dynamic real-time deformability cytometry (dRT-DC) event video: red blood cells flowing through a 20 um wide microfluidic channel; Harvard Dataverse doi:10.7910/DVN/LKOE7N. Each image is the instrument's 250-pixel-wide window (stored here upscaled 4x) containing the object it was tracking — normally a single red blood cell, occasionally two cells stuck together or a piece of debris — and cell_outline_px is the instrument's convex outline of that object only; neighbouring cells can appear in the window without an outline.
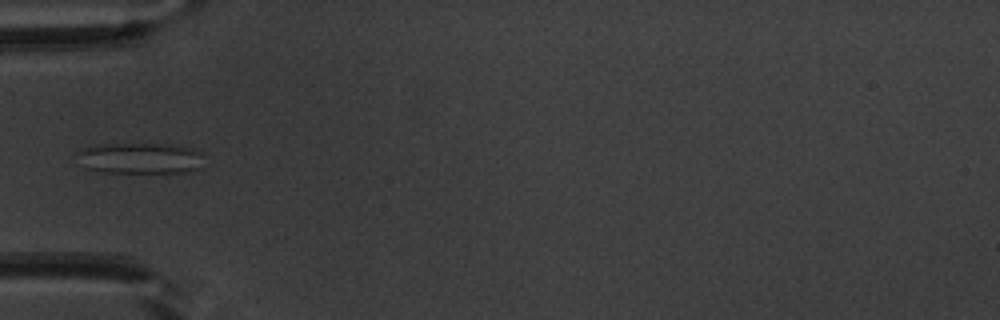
{"species": "common noctule bat (a hibernating species)", "species_latin": "Nyctalus noctula", "temperature_condition": "warm", "stored_images_in_passage": 2, "camera_frame_rate_fps": 3000, "um_per_image_px": 0.085, "animal": {"sex": "male", "body_mass_g": 20.1, "forearm_length_mm": 53.5}, "frame": {"image": 1, "passage_image": 1, "time_ms": 0.0, "image_size_px": [1000, 320], "cell_outline_px": [[200, 168], [192, 172], [104, 172], [84, 168], [76, 152], [84, 148], [104, 144], [172, 144], [192, 148], [200, 152]], "centroid_in_image_um": [11.91, 13.45], "position_along_channel_um": 73.1, "area_um2": 22.72}}